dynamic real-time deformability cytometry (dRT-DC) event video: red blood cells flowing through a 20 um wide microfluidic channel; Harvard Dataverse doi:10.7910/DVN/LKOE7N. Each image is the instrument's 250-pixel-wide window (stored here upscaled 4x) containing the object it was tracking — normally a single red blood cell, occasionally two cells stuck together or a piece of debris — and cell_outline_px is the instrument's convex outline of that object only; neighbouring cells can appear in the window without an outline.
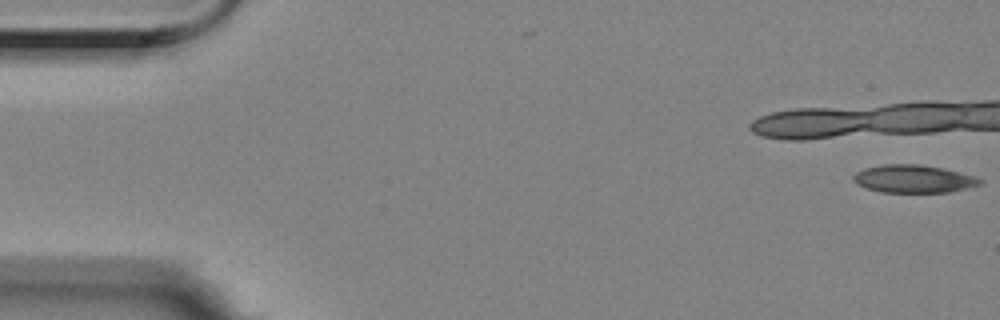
{"species": "Egyptian fruit bat (a non-hibernating species)", "species_latin": "Rousettus aegyptiacus", "temperature_condition": "room temperature", "stored_images_in_passage": 4, "camera_frame_rate_fps": 3000, "um_per_image_px": 0.085, "animal": {"sex": "female"}, "frame": {"image": 1, "passage_image": 1, "time_ms": 0.0, "image_size_px": [1000, 320], "cell_outline_px": [[984, 184], [948, 192], [880, 192], [864, 188], [856, 184], [852, 180], [852, 176], [856, 172], [864, 168], [884, 164], [916, 164], [944, 168], [972, 176], [984, 180]], "centroid_in_image_um": [77.61, 15.2], "position_along_channel_um": 7.4, "area_um2": 20.63}}